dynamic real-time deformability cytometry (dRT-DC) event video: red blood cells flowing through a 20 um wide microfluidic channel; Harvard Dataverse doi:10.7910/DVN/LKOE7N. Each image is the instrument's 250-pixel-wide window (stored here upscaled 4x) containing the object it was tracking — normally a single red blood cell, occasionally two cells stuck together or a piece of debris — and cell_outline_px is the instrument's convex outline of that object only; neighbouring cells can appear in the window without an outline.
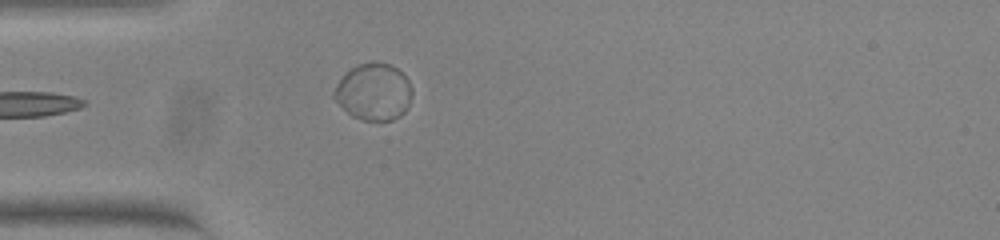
{"species": "common noctule bat (a hibernating species)", "species_latin": "Nyctalus noctula", "temperature_condition": "warm", "stored_images_in_passage": 39, "camera_frame_rate_fps": 3000, "um_per_image_px": 0.085, "animal": {"sex": "female", "body_mass_g": 23.0, "forearm_length_mm": 53.4}, "frame": {"image": 1, "passage_image": 1, "time_ms": 0.0, "image_size_px": [1000, 240], "cell_outline_px": [[412, 96], [404, 112], [400, 116], [392, 120], [364, 120], [352, 116], [332, 96], [332, 92], [336, 84], [356, 64], [376, 60], [388, 64], [396, 68], [408, 80], [412, 88]], "centroid_in_image_um": [31.77, 7.79], "position_along_channel_um": 53.2, "area_um2": 25.72}}
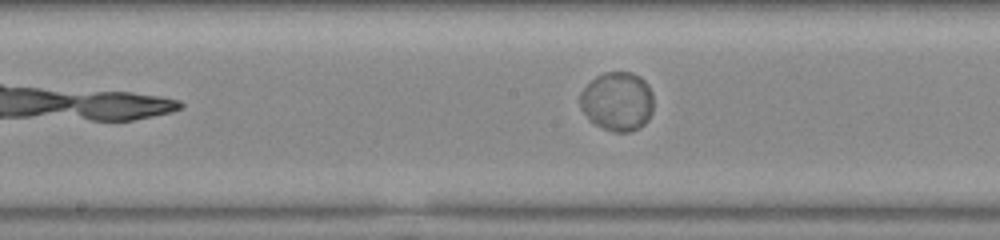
{"frame": {"image": 2, "passage_image": 13, "time_ms": 4.0, "image_size_px": [1000, 240], "cell_outline_px": [[652, 112], [648, 120], [640, 128], [632, 132], [612, 132], [588, 120], [580, 108], [580, 92], [596, 76], [604, 72], [632, 72], [640, 76], [648, 84], [652, 92]], "centroid_in_image_um": [52.48, 8.63], "position_along_channel_um": 195.7, "area_um2": 25.55}}
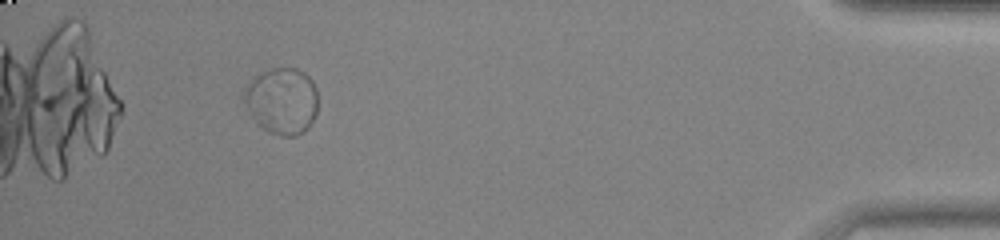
{"frame": {"image": 3, "passage_image": 35, "time_ms": 11.333, "image_size_px": [1000, 240], "cell_outline_px": [[316, 112], [308, 128], [304, 132], [296, 136], [280, 136], [268, 132], [256, 124], [244, 100], [244, 88], [248, 80], [272, 68], [296, 68], [304, 72], [312, 80], [316, 88]], "centroid_in_image_um": [23.95, 8.58], "position_along_channel_um": 411.2, "area_um2": 28.67}, "authors_computed_cell_mechanics": {"area_um2": 25.6632, "velocity_mm_per_s": 3.754, "shape_relaxation_time_tau1_ms": 1.8199, "shape_relaxation_time_tau2_ms": null, "deformation_change_tau1": 0.0151, "deformation_change_tau2": null}}